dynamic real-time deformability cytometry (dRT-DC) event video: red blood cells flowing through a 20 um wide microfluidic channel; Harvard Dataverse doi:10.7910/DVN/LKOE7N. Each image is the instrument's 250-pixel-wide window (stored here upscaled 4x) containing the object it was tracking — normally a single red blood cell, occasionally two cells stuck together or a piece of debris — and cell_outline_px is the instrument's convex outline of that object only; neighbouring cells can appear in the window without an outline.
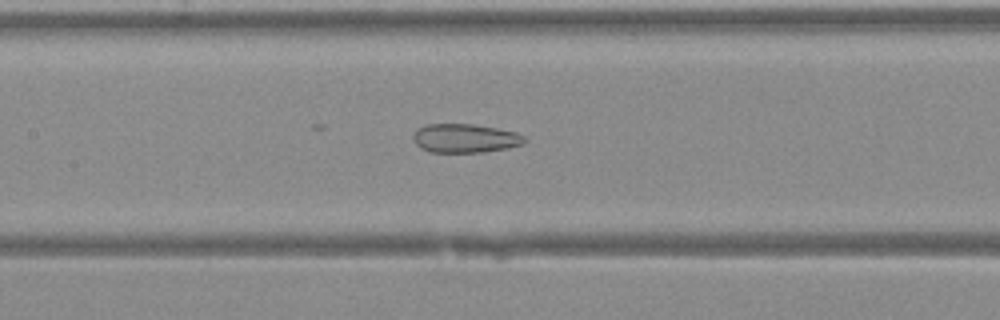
{"species": "Egyptian fruit bat (a non-hibernating species)", "species_latin": "Rousettus aegyptiacus", "temperature_condition": "warm", "stored_images_in_passage": 33, "camera_frame_rate_fps": 3000, "um_per_image_px": 0.085, "animal": {"sex": "female"}, "frame": {"image": 1, "passage_image": 12, "time_ms": 3.667, "image_size_px": [1000, 320], "cell_outline_px": [[528, 140], [524, 144], [508, 148], [484, 152], [432, 152], [420, 148], [412, 140], [412, 136], [416, 128], [424, 124], [472, 124], [496, 128], [516, 132], [524, 136]], "centroid_in_image_um": [39.51, 11.75], "position_along_channel_um": 167.9, "area_um2": 18.96}}
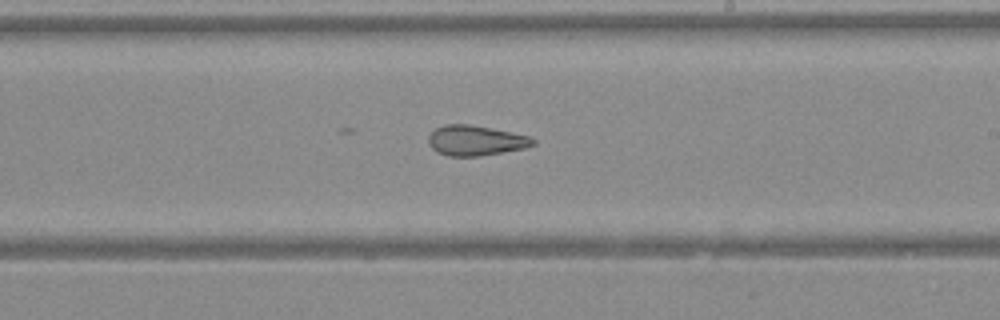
{"frame": {"image": 2, "passage_image": 17, "time_ms": 5.333, "image_size_px": [1000, 320], "cell_outline_px": [[536, 144], [524, 148], [480, 156], [448, 156], [436, 152], [428, 144], [428, 136], [436, 128], [444, 124], [468, 124], [512, 132], [528, 136], [536, 140]], "centroid_in_image_um": [40.4, 11.94], "position_along_channel_um": 248.6, "area_um2": 18.38}}
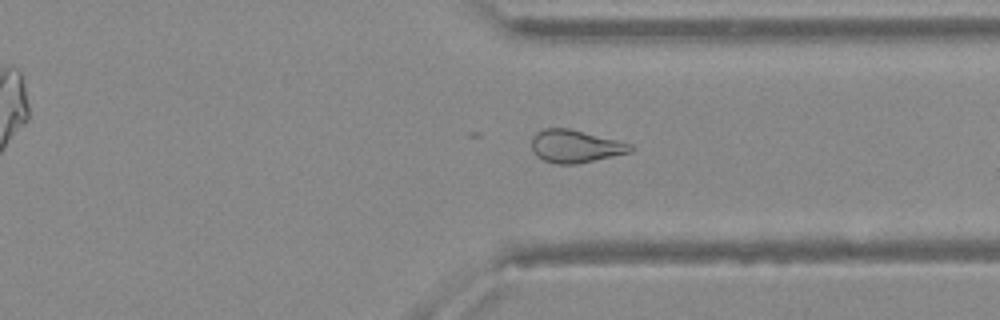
{"frame": {"image": 3, "passage_image": 24, "time_ms": 7.667, "image_size_px": [1000, 320], "cell_outline_px": [[636, 148], [632, 152], [576, 164], [556, 164], [544, 160], [536, 156], [532, 152], [532, 136], [536, 132], [544, 128], [568, 128], [632, 144]], "centroid_in_image_um": [48.89, 12.44], "position_along_channel_um": 362.5, "area_um2": 18.9}}